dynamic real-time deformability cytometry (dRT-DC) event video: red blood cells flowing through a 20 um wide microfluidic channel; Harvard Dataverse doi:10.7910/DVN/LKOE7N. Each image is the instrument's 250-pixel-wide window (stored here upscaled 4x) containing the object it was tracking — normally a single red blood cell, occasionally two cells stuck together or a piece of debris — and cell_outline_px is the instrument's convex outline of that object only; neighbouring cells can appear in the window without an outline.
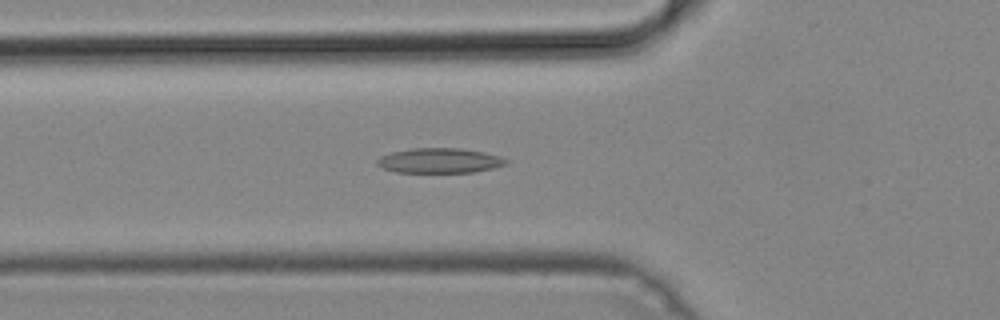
{"species": "common noctule bat (a hibernating species)", "species_latin": "Nyctalus noctula", "temperature_condition": "cold", "stored_images_in_passage": 44, "camera_frame_rate_fps": 3000, "um_per_image_px": 0.085, "animal": {"sex": "male", "body_mass_g": 19.2, "forearm_length_mm": 51.8}, "frame": {"image": 1, "passage_image": 12, "time_ms": 3.667, "image_size_px": [1000, 320], "cell_outline_px": [[508, 164], [496, 168], [472, 172], [396, 172], [384, 168], [376, 164], [376, 160], [380, 156], [392, 152], [412, 148], [460, 148], [484, 152], [500, 156], [508, 160]], "centroid_in_image_um": [37.39, 13.65], "position_along_channel_um": 88.4, "area_um2": 18.79}}
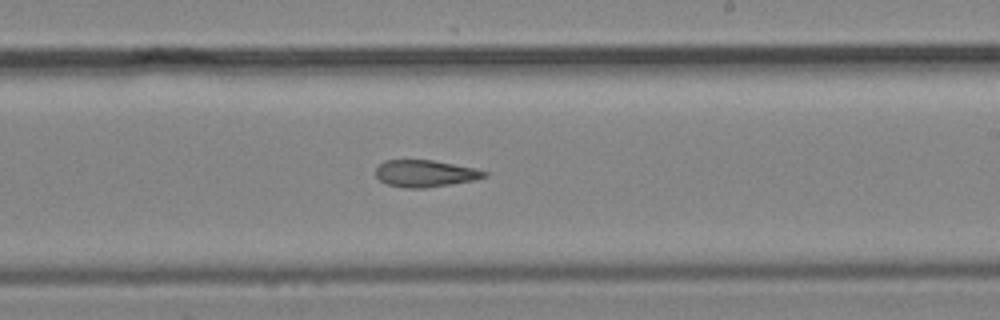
{"frame": {"image": 2, "passage_image": 24, "time_ms": 7.667, "image_size_px": [1000, 320], "cell_outline_px": [[488, 176], [476, 180], [424, 188], [404, 188], [388, 184], [380, 180], [376, 176], [376, 168], [384, 160], [432, 160], [472, 168], [488, 172]], "centroid_in_image_um": [36.13, 14.75], "position_along_channel_um": 252.9, "area_um2": 16.88}}
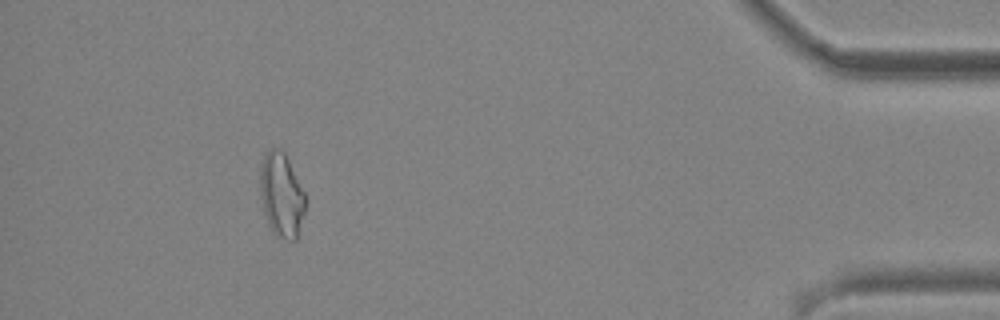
{"frame": {"image": 3, "passage_image": 40, "time_ms": 13.0, "image_size_px": [1000, 320], "cell_outline_px": [[308, 196], [304, 212], [296, 240], [288, 240], [276, 236], [272, 232], [268, 224], [264, 212], [260, 192], [260, 164], [264, 156], [272, 148], [280, 148], [284, 152]], "centroid_in_image_um": [23.95, 16.57], "position_along_channel_um": 411.3, "area_um2": 22.48}}